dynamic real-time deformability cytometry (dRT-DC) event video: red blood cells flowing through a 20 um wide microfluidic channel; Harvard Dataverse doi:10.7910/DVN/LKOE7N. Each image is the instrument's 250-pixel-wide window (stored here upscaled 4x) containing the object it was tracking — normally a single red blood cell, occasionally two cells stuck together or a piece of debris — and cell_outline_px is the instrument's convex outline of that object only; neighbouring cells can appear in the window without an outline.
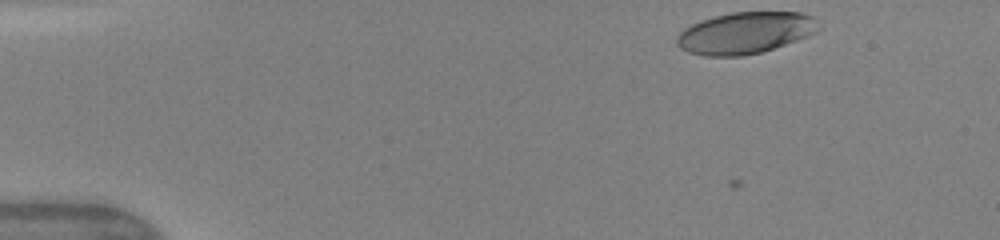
{"species": "human", "species_latin": "Homo sapiens", "temperature_condition": "warm", "stored_images_in_passage": 43, "camera_frame_rate_fps": 3000, "um_per_image_px": 0.085, "donor": {"sex": "female"}, "frame": {"image": 1, "passage_image": 1, "time_ms": 0.0, "image_size_px": [1000, 240], "cell_outline_px": [[820, 28], [816, 32], [808, 36], [760, 52], [740, 56], [704, 56], [688, 52], [680, 48], [676, 44], [676, 36], [684, 28], [700, 20], [732, 12], [800, 12], [812, 16]], "centroid_in_image_um": [63.31, 2.79], "position_along_channel_um": 21.7, "area_um2": 34.22}}
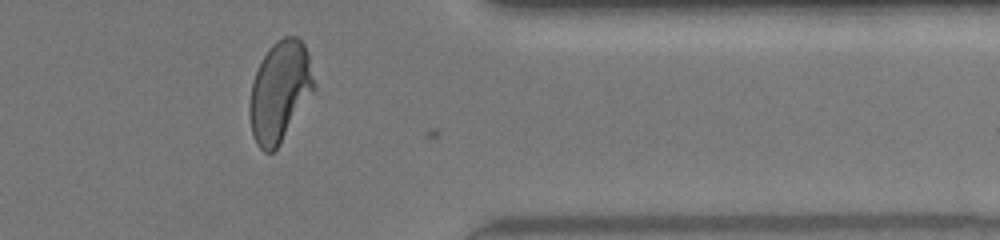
{"frame": {"image": 2, "passage_image": 35, "time_ms": 11.333, "image_size_px": [1000, 240], "cell_outline_px": [[316, 88], [280, 144], [272, 152], [264, 152], [256, 144], [252, 132], [248, 112], [248, 104], [252, 84], [256, 72], [268, 48], [276, 40], [284, 36], [296, 36], [304, 44], [308, 56], [316, 84]], "centroid_in_image_um": [23.78, 7.78], "position_along_channel_um": 387.6, "area_um2": 37.74}}
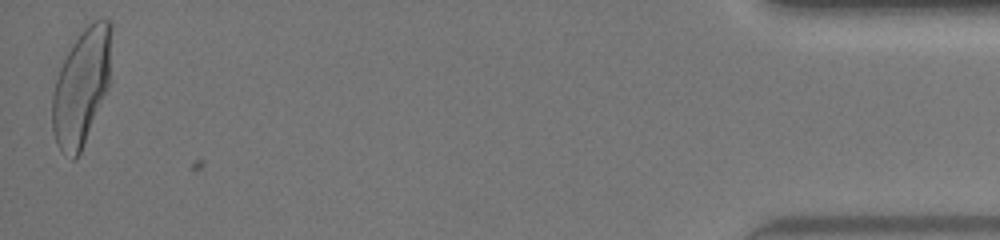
{"frame": {"image": 3, "passage_image": 43, "time_ms": 14.0, "image_size_px": [1000, 240], "cell_outline_px": [[112, 28], [108, 88], [80, 152], [72, 160], [56, 144], [52, 128], [52, 96], [56, 80], [60, 68], [72, 44], [84, 28], [92, 20], [108, 20], [112, 24]], "centroid_in_image_um": [6.92, 7.36], "position_along_channel_um": 428.3, "area_um2": 39.48}, "authors_computed_cell_mechanics": {"area_um2": 37.9746, "velocity_mm_per_s": 4.1987, "shape_relaxation_time_tau1_ms": 4.1832, "shape_relaxation_time_tau2_ms": null, "deformation_change_tau1": 0.2098, "deformation_change_tau2": null}}